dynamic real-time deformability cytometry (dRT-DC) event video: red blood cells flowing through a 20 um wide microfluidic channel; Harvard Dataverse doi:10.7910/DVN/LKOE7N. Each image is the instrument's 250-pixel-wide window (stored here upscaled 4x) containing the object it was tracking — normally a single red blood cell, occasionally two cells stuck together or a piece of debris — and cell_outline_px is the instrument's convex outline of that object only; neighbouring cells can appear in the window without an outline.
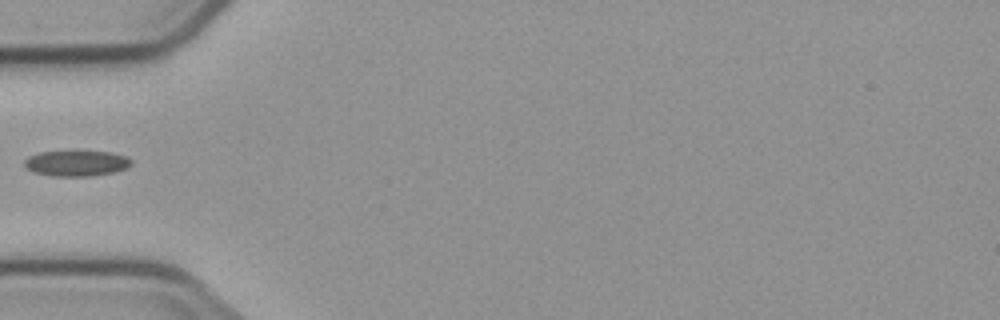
{"species": "common noctule bat (a hibernating species)", "species_latin": "Nyctalus noctula", "temperature_condition": "cold", "stored_images_in_passage": 3, "camera_frame_rate_fps": 3000, "um_per_image_px": 0.085, "animal": {"sex": "male", "body_mass_g": 23.1, "forearm_length_mm": 52.7}, "frame": {"image": 1, "passage_image": 3, "time_ms": 2.0, "image_size_px": [1000, 320], "cell_outline_px": [[132, 164], [128, 168], [112, 172], [92, 176], [52, 176], [32, 172], [24, 168], [24, 160], [28, 156], [40, 152], [108, 152], [124, 156], [132, 160]], "centroid_in_image_um": [6.45, 13.89], "position_along_channel_um": 78.6, "area_um2": 15.9}}